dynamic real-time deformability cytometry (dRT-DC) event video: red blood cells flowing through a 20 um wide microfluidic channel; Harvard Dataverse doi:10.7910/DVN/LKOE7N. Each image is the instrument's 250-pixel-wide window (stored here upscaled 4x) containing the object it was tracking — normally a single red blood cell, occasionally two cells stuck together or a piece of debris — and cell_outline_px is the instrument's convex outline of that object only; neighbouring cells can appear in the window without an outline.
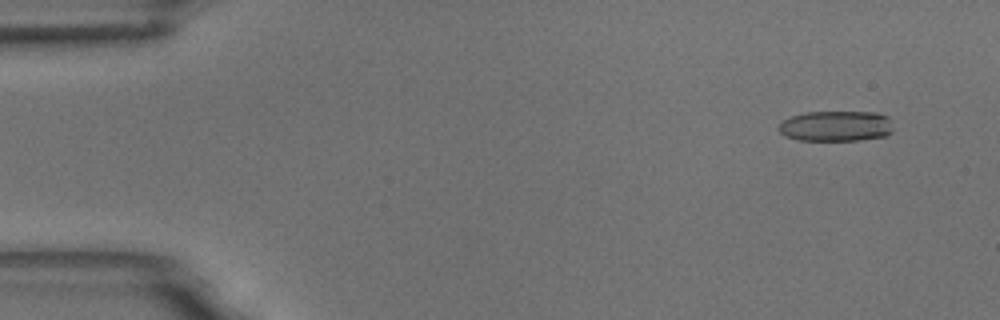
{"species": "common noctule bat (a hibernating species)", "species_latin": "Nyctalus noctula", "temperature_condition": "room temperature", "stored_images_in_passage": 59, "camera_frame_rate_fps": 3000, "um_per_image_px": 0.085, "animal": {"sex": "male", "body_mass_g": 18.8}, "frame": {"image": 1, "passage_image": 5, "time_ms": 1.333, "image_size_px": [1000, 320], "cell_outline_px": [[892, 132], [884, 136], [860, 140], [796, 140], [784, 136], [776, 128], [784, 120], [792, 116], [804, 112], [880, 112], [888, 116], [892, 120]], "centroid_in_image_um": [71.07, 10.71], "position_along_channel_um": 13.9, "area_um2": 20.63}}
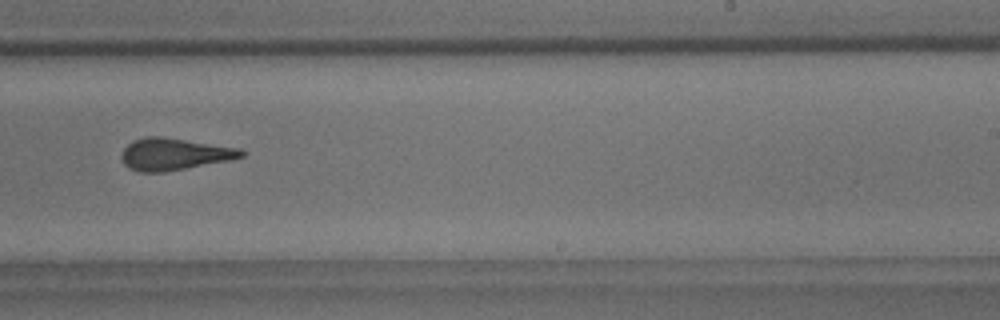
{"frame": {"image": 2, "passage_image": 37, "time_ms": 12.0, "image_size_px": [1000, 320], "cell_outline_px": [[244, 156], [232, 160], [164, 172], [140, 172], [128, 168], [124, 164], [120, 156], [124, 148], [132, 140], [148, 136], [160, 136], [240, 148], [244, 152]], "centroid_in_image_um": [14.79, 13.1], "position_along_channel_um": 274.2, "area_um2": 22.37}}
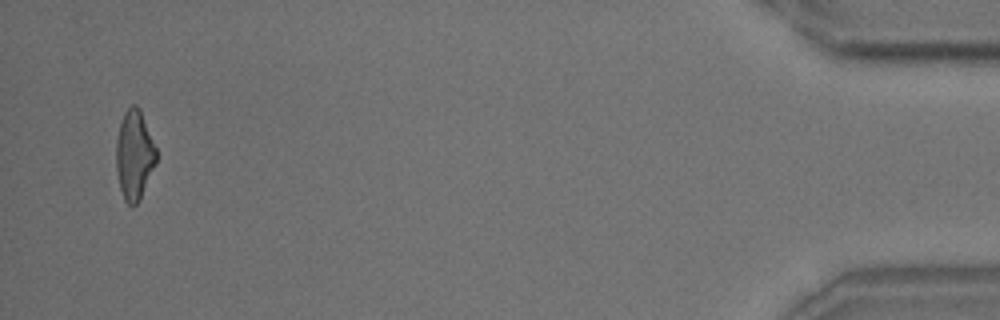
{"frame": {"image": 3, "passage_image": 57, "time_ms": 18.667, "image_size_px": [1000, 320], "cell_outline_px": [[156, 164], [140, 200], [132, 208], [124, 200], [120, 188], [116, 168], [116, 140], [120, 124], [124, 112], [132, 104], [136, 104], [140, 108], [156, 148]], "centroid_in_image_um": [11.42, 13.19], "position_along_channel_um": 423.8, "area_um2": 21.04}, "authors_computed_cell_mechanics": {"area_um2": 22.0796, "velocity_mm_per_s": 3.4862, "shape_relaxation_time_tau1_ms": 9.7559, "shape_relaxation_time_tau2_ms": 1.9863, "deformation_change_tau1": 0.2584, "deformation_change_tau2": 0.1311}}